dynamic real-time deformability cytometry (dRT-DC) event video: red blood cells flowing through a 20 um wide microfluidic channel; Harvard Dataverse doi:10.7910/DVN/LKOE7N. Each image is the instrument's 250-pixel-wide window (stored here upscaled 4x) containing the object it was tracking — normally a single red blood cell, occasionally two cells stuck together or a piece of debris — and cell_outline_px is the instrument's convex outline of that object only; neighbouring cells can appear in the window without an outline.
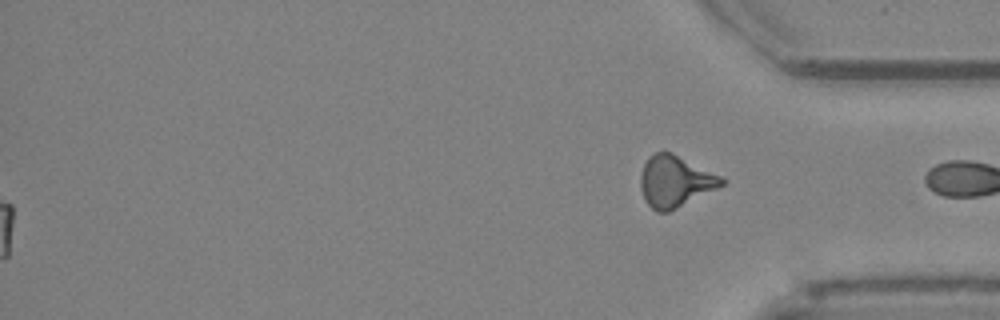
{"species": "Egyptian fruit bat (a non-hibernating species)", "species_latin": "Rousettus aegyptiacus", "temperature_condition": "cold", "stored_images_in_passage": 54, "segment_of_instrument_passage": [2, 2], "camera_frame_rate_fps": 3000, "um_per_image_px": 0.085, "animal": {"sex": "female"}, "frame": {"image": 1, "passage_image": 54, "time_ms": 17.667, "image_size_px": [1000, 320], "cell_outline_px": [[728, 180], [724, 184], [668, 212], [656, 212], [648, 204], [640, 188], [640, 176], [644, 164], [656, 152], [672, 152], [724, 176]], "centroid_in_image_um": [57.42, 15.4], "position_along_channel_um": 377.8, "area_um2": 24.16}}